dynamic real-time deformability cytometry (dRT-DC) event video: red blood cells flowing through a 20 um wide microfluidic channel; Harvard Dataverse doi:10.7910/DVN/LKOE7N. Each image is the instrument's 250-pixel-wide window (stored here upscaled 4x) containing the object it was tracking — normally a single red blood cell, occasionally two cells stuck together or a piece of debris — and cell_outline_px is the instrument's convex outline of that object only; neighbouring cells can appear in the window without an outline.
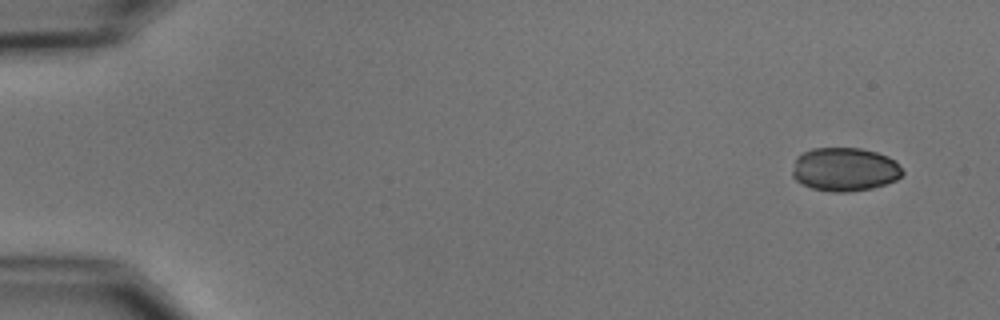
{"species": "common noctule bat (a hibernating species)", "species_latin": "Nyctalus noctula", "temperature_condition": "cold", "stored_images_in_passage": 7, "camera_frame_rate_fps": 3000, "um_per_image_px": 0.085, "animal": {"sex": "male", "body_mass_g": 15.6}, "frame": {"image": 1, "passage_image": 1, "time_ms": 0.0, "image_size_px": [1000, 320], "cell_outline_px": [[904, 172], [896, 180], [872, 188], [848, 192], [832, 192], [812, 188], [796, 180], [792, 176], [792, 172], [796, 156], [800, 152], [812, 148], [860, 148], [876, 152], [888, 156], [896, 160]], "centroid_in_image_um": [71.79, 14.38], "position_along_channel_um": 13.2, "area_um2": 28.15}}
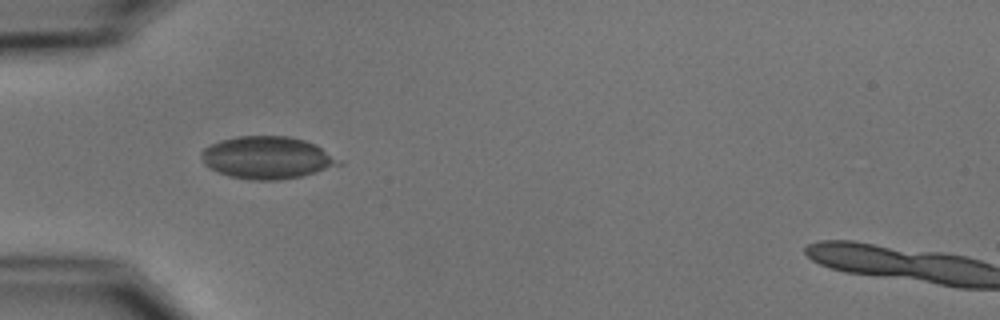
{"frame": {"image": 2, "passage_image": 5, "time_ms": 4.667, "image_size_px": [1000, 320], "cell_outline_px": [[344, 164], [304, 176], [280, 180], [252, 180], [228, 176], [208, 168], [204, 164], [200, 156], [200, 152], [204, 148], [220, 140], [240, 136], [288, 136], [304, 140], [316, 144], [344, 160]], "centroid_in_image_um": [22.75, 13.41], "position_along_channel_um": 62.2, "area_um2": 34.45}}